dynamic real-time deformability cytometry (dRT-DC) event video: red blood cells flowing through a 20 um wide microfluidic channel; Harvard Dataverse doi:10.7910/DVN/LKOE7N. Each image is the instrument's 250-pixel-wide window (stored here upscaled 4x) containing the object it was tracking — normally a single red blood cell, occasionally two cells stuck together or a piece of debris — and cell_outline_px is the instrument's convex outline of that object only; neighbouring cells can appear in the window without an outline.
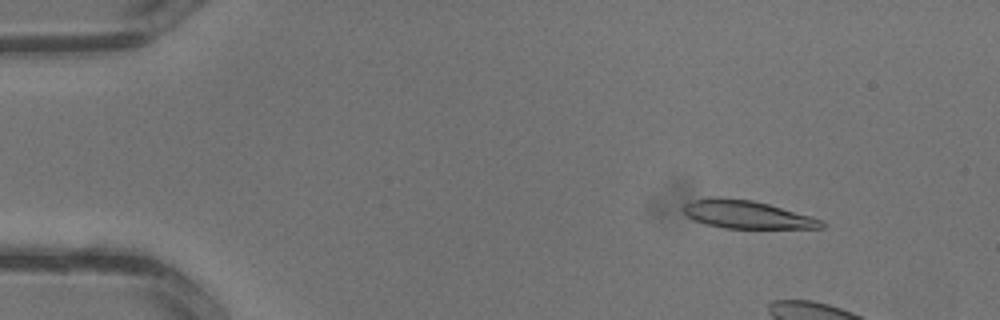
{"species": "common noctule bat (a hibernating species)", "species_latin": "Nyctalus noctula", "temperature_condition": "warm", "stored_images_in_passage": 4, "camera_frame_rate_fps": 3000, "um_per_image_px": 0.085, "animal": {"sex": "male", "body_mass_g": 13.3}, "frame": {"image": 1, "passage_image": 2, "time_ms": 0.333, "image_size_px": [1000, 320], "cell_outline_px": [[824, 228], [724, 228], [708, 224], [696, 220], [688, 216], [680, 208], [684, 204], [692, 200], [712, 196], [720, 196], [752, 200], [768, 204], [812, 216], [824, 220]], "centroid_in_image_um": [63.47, 18.21], "position_along_channel_um": 21.5, "area_um2": 22.6}}